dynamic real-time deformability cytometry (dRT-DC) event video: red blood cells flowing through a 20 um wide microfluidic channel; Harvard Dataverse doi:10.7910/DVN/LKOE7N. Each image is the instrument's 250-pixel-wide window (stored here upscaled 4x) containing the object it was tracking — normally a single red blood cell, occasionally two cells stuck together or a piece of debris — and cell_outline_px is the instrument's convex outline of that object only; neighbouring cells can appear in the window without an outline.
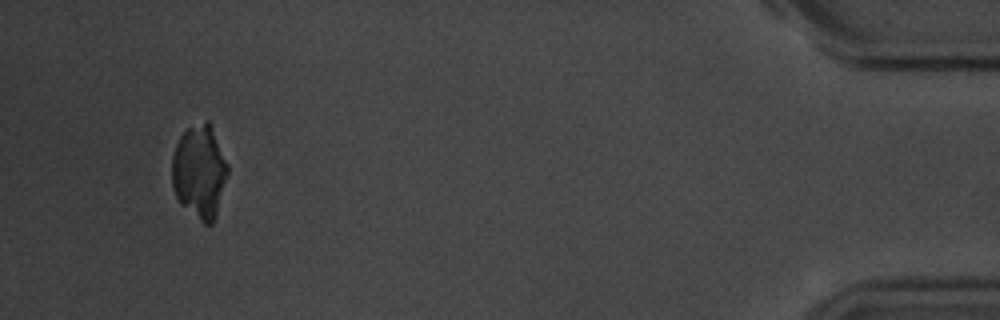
{"species": "common noctule bat (a hibernating species)", "species_latin": "Nyctalus noctula", "temperature_condition": "room temperature", "stored_images_in_passage": 43, "camera_frame_rate_fps": 3000, "um_per_image_px": 0.085, "animal": {"sex": "male", "body_mass_g": 20.1, "forearm_length_mm": 53.5}, "frame": {"image": 1, "passage_image": 40, "time_ms": 13.0, "image_size_px": [1000, 320], "cell_outline_px": [[228, 172], [216, 216], [212, 224], [204, 224], [180, 204], [176, 196], [172, 184], [172, 156], [176, 144], [180, 136], [188, 128], [204, 120], [208, 120], [228, 164]], "centroid_in_image_um": [16.95, 14.6], "position_along_channel_um": 418.3, "area_um2": 30.17}}